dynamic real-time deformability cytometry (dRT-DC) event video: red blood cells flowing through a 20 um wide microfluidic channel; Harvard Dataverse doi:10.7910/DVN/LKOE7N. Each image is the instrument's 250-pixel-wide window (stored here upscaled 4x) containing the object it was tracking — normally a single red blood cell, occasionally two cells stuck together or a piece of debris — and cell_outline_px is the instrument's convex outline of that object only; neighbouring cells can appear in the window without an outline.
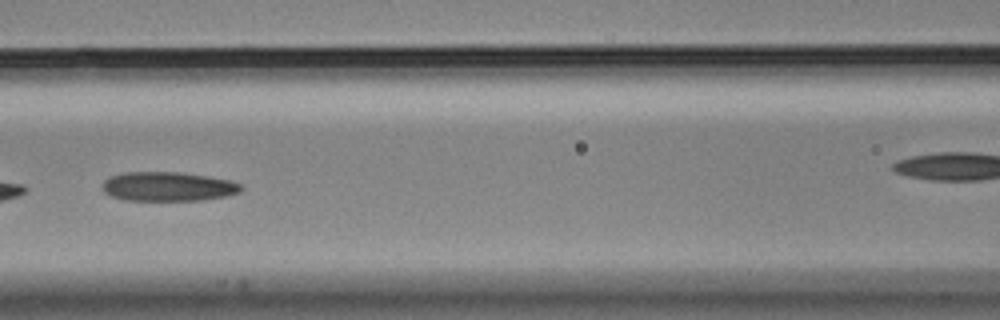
{"species": "Egyptian fruit bat (a non-hibernating species)", "species_latin": "Rousettus aegyptiacus", "temperature_condition": "cold", "stored_images_in_passage": 9, "camera_frame_rate_fps": 3000, "um_per_image_px": 0.085, "animal": {"sex": "male"}, "frame": {"image": 1, "passage_image": 7, "time_ms": 2.0, "image_size_px": [1000, 320], "cell_outline_px": [[244, 188], [240, 192], [228, 196], [204, 200], [128, 200], [112, 196], [104, 192], [100, 184], [108, 176], [124, 172], [180, 172], [208, 176], [228, 180], [240, 184]], "centroid_in_image_um": [14.27, 15.85], "position_along_channel_um": 152.3, "area_um2": 23.81}}